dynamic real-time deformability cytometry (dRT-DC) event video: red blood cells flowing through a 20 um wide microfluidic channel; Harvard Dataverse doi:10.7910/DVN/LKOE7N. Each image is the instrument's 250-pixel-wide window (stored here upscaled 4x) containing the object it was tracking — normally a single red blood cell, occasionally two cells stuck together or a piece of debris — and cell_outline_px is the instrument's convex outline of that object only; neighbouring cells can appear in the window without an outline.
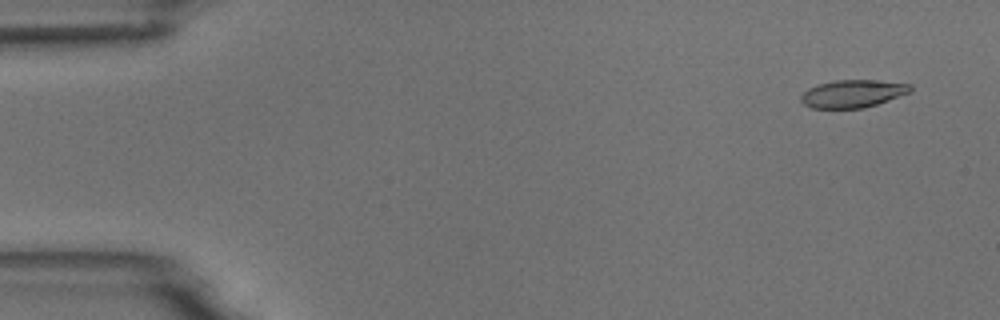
{"species": "common noctule bat (a hibernating species)", "species_latin": "Nyctalus noctula", "temperature_condition": "room temperature", "stored_images_in_passage": 4, "camera_frame_rate_fps": 3000, "um_per_image_px": 0.085, "animal": {"sex": "male", "body_mass_g": 18.8}, "frame": {"image": 1, "passage_image": 1, "time_ms": 0.0, "image_size_px": [1000, 320], "cell_outline_px": [[912, 92], [864, 108], [812, 108], [804, 104], [800, 100], [800, 96], [808, 88], [816, 84], [836, 80], [880, 80], [912, 84]], "centroid_in_image_um": [72.5, 7.95], "position_along_channel_um": 12.5, "area_um2": 17.8}}
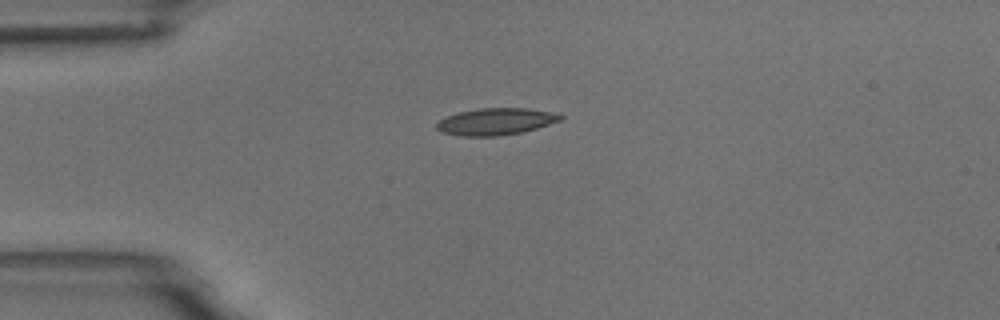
{"frame": {"image": 2, "passage_image": 4, "time_ms": 3.333, "image_size_px": [1000, 320], "cell_outline_px": [[564, 116], [560, 120], [536, 128], [520, 132], [496, 136], [460, 136], [444, 132], [436, 128], [436, 124], [440, 120], [456, 112], [480, 108], [528, 108], [560, 112]], "centroid_in_image_um": [42.18, 10.31], "position_along_channel_um": 42.8, "area_um2": 19.36}}